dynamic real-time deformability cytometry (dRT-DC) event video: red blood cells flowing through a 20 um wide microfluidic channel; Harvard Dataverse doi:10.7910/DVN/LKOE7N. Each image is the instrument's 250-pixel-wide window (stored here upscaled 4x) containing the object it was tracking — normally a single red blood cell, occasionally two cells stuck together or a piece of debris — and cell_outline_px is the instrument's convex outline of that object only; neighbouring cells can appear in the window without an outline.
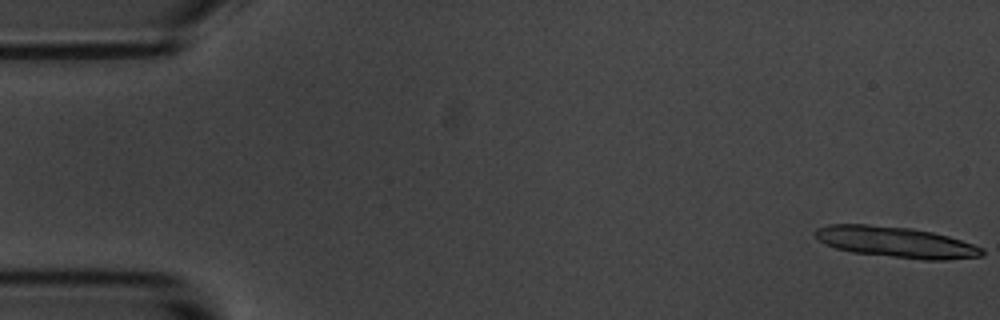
{"species": "common noctule bat (a hibernating species)", "species_latin": "Nyctalus noctula", "temperature_condition": "room temperature", "stored_images_in_passage": 14, "camera_frame_rate_fps": 3000, "um_per_image_px": 0.085, "animal": {"sex": "male", "body_mass_g": 20.1, "forearm_length_mm": 53.5}, "frame": {"image": 1, "passage_image": 1, "time_ms": 0.0, "image_size_px": [1000, 320], "cell_outline_px": [[984, 256], [944, 260], [924, 260], [852, 252], [836, 248], [824, 244], [812, 232], [816, 228], [828, 224], [868, 224], [912, 228], [932, 232], [948, 236], [984, 248]], "centroid_in_image_um": [76.14, 20.58], "position_along_channel_um": 8.9, "area_um2": 30.11}}